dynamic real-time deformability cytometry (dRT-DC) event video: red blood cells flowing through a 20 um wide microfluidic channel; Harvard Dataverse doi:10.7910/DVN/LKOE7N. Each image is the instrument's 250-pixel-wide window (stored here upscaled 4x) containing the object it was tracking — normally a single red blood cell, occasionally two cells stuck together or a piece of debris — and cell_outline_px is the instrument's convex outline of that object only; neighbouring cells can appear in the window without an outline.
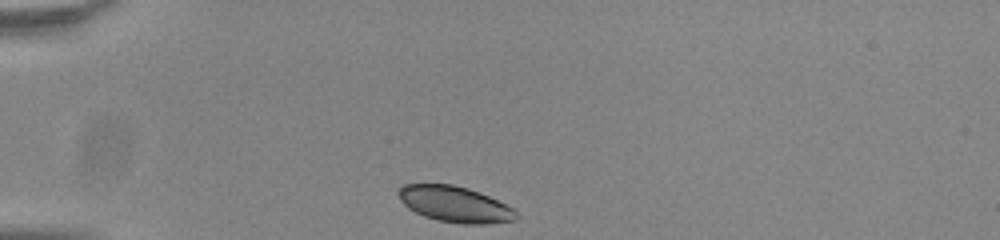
{"species": "common noctule bat (a hibernating species)", "species_latin": "Nyctalus noctula", "temperature_condition": "room temperature", "stored_images_in_passage": 33, "camera_frame_rate_fps": 3000, "um_per_image_px": 0.085, "animal": {"sex": "male", "body_mass_g": 20.0, "forearm_length_mm": 53.3}, "frame": {"image": 1, "passage_image": 1, "time_ms": 0.0, "image_size_px": [1000, 240], "cell_outline_px": [[520, 216], [516, 220], [488, 224], [460, 224], [436, 220], [424, 216], [408, 208], [400, 200], [396, 192], [404, 184], [452, 184], [468, 188], [488, 196], [512, 208]], "centroid_in_image_um": [38.65, 17.37], "position_along_channel_um": 46.4, "area_um2": 24.68}}
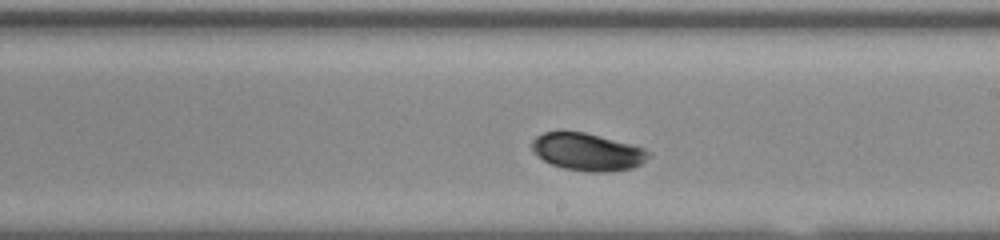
{"frame": {"image": 2, "passage_image": 19, "time_ms": 6.0, "image_size_px": [1000, 240], "cell_outline_px": [[652, 152], [640, 164], [632, 168], [612, 172], [588, 172], [564, 168], [552, 164], [544, 160], [532, 152], [532, 140], [536, 136], [544, 132], [584, 132], [632, 144], [644, 148]], "centroid_in_image_um": [49.94, 12.92], "position_along_channel_um": 239.1, "area_um2": 25.37}}
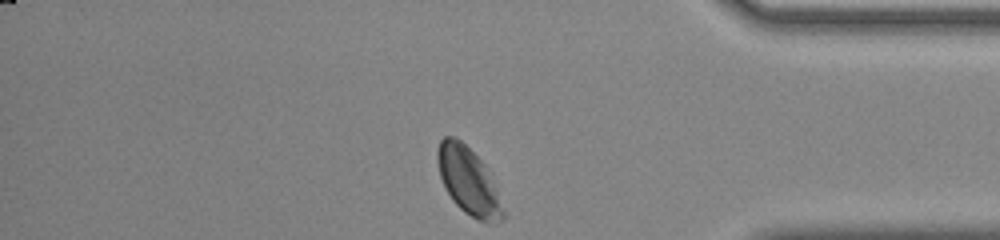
{"frame": {"image": 3, "passage_image": 33, "time_ms": 10.667, "image_size_px": [1000, 240], "cell_outline_px": [[504, 216], [500, 220], [480, 220], [464, 212], [452, 200], [444, 188], [440, 176], [436, 160], [436, 152], [440, 140], [444, 136], [456, 136], [488, 168], [496, 188], [504, 212]], "centroid_in_image_um": [39.76, 15.33], "position_along_channel_um": 395.4, "area_um2": 25.26}, "authors_computed_cell_mechanics": {"area_um2": 25.2586, "velocity_mm_per_s": 3.7574, "shape_relaxation_time_tau1_ms": 1.3871, "shape_relaxation_time_tau2_ms": null, "deformation_change_tau1": 0.0662, "deformation_change_tau2": null}}